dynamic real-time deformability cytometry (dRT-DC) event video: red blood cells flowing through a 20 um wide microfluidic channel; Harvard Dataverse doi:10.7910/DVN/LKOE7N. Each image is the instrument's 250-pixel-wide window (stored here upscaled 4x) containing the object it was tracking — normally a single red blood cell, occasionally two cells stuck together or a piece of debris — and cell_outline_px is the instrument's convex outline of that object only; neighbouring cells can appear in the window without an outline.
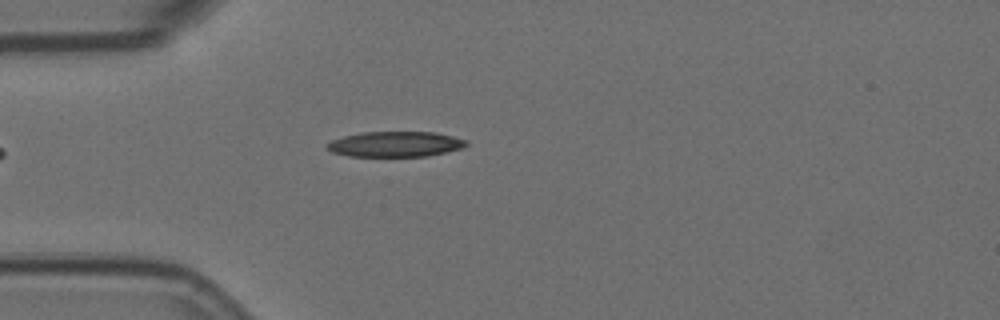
{"species": "Egyptian fruit bat (a non-hibernating species)", "species_latin": "Rousettus aegyptiacus", "temperature_condition": "room temperature", "stored_images_in_passage": 2, "camera_frame_rate_fps": 3000, "um_per_image_px": 0.085, "animal": {"sex": "female"}, "frame": {"image": 1, "passage_image": 2, "time_ms": 0.333, "image_size_px": [1000, 320], "cell_outline_px": [[468, 144], [464, 148], [448, 152], [428, 156], [348, 156], [332, 152], [324, 144], [332, 140], [344, 136], [360, 132], [436, 132], [468, 140]], "centroid_in_image_um": [33.63, 12.25], "position_along_channel_um": 51.4, "area_um2": 20.75}}